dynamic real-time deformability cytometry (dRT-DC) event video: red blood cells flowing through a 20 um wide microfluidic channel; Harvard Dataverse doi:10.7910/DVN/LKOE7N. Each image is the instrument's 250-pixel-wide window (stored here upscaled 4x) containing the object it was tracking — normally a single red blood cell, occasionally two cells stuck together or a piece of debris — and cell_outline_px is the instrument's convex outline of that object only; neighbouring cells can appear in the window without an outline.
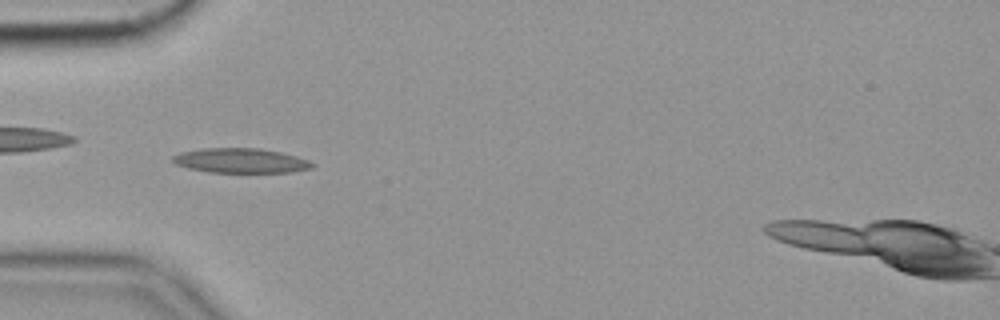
{"species": "common noctule bat (a hibernating species)", "species_latin": "Nyctalus noctula", "temperature_condition": "cold", "stored_images_in_passage": 57, "camera_frame_rate_fps": 3000, "um_per_image_px": 0.085, "animal": {"sex": "female", "body_mass_g": 19.9}, "frame": {"image": 1, "passage_image": 17, "time_ms": 5.333, "image_size_px": [1000, 320], "cell_outline_px": [[316, 164], [312, 168], [292, 172], [208, 172], [188, 168], [176, 164], [172, 160], [172, 156], [180, 152], [204, 148], [260, 148], [280, 152], [296, 156], [308, 160]], "centroid_in_image_um": [20.46, 13.65], "position_along_channel_um": 64.5, "area_um2": 20.06}}